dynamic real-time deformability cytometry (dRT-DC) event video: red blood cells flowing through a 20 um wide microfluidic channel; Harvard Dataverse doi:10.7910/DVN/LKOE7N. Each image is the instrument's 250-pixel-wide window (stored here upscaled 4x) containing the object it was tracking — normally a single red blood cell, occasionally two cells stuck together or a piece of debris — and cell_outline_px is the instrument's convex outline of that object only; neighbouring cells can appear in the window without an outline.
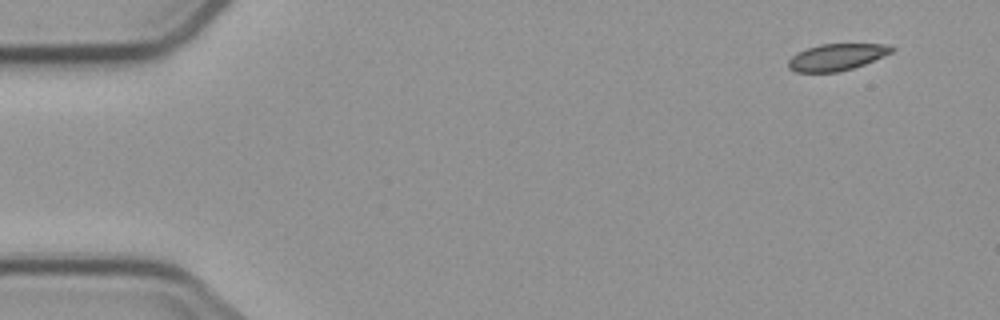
{"species": "common noctule bat (a hibernating species)", "species_latin": "Nyctalus noctula", "temperature_condition": "cold", "stored_images_in_passage": 8, "camera_frame_rate_fps": 3000, "um_per_image_px": 0.085, "animal": {"sex": "male", "body_mass_g": 23.1, "forearm_length_mm": 52.7}, "frame": {"image": 1, "passage_image": 1, "time_ms": 0.0, "image_size_px": [1000, 320], "cell_outline_px": [[896, 48], [892, 52], [864, 64], [852, 68], [836, 72], [796, 72], [788, 68], [788, 60], [796, 52], [820, 44], [892, 44]], "centroid_in_image_um": [71.11, 4.84], "position_along_channel_um": 13.9, "area_um2": 16.07}}
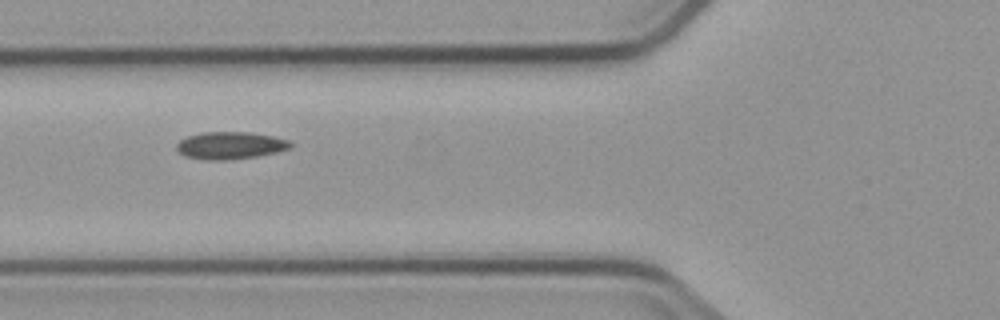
{"frame": {"image": 2, "passage_image": 6, "time_ms": 5.667, "image_size_px": [1000, 320], "cell_outline_px": [[292, 148], [276, 152], [256, 156], [224, 160], [208, 160], [184, 156], [176, 152], [176, 144], [180, 140], [188, 136], [200, 132], [252, 132], [292, 140]], "centroid_in_image_um": [19.57, 12.35], "position_along_channel_um": 106.2, "area_um2": 18.32}}
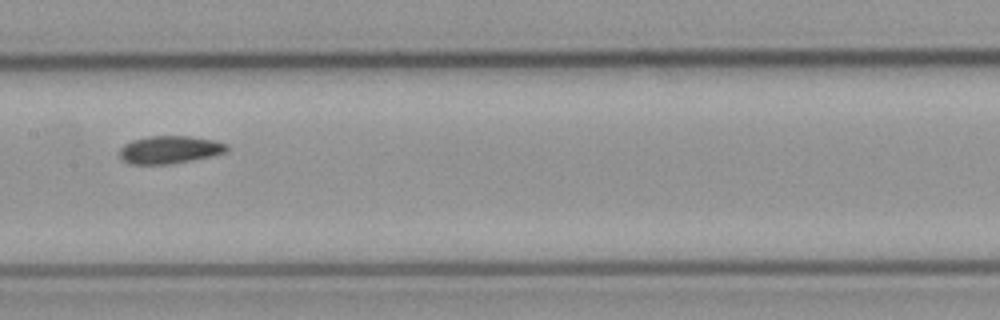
{"frame": {"image": 3, "passage_image": 8, "time_ms": 8.0, "image_size_px": [1000, 320], "cell_outline_px": [[228, 152], [216, 156], [172, 164], [128, 164], [120, 160], [120, 148], [124, 144], [132, 140], [148, 136], [188, 136], [212, 140], [228, 144]], "centroid_in_image_um": [14.43, 12.74], "position_along_channel_um": 193.0, "area_um2": 17.69}}